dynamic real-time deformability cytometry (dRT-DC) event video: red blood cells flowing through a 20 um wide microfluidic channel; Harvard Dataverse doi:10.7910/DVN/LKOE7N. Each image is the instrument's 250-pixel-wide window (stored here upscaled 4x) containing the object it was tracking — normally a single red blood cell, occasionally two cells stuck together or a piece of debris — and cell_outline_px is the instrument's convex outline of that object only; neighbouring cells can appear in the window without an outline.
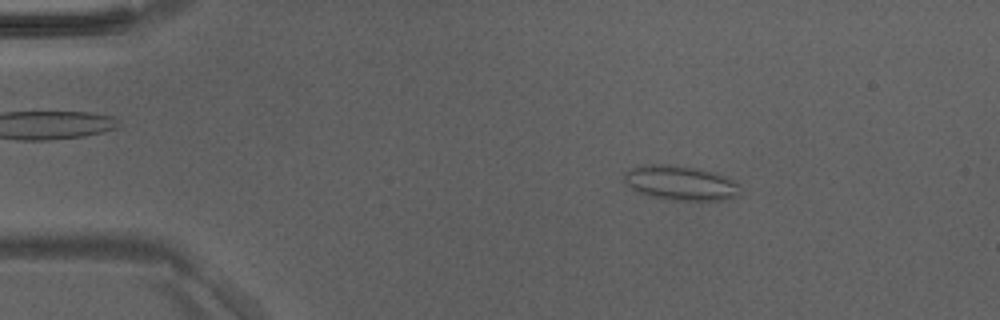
{"species": "Egyptian fruit bat (a non-hibernating species)", "species_latin": "Rousettus aegyptiacus", "temperature_condition": "room temperature", "stored_images_in_passage": 48, "camera_frame_rate_fps": 3000, "um_per_image_px": 0.085, "animal": {"sex": "male"}, "frame": {"image": 1, "passage_image": 8, "time_ms": 2.333, "image_size_px": [1000, 320], "cell_outline_px": [[740, 196], [720, 200], [668, 200], [652, 196], [640, 192], [632, 188], [624, 180], [624, 172], [632, 168], [648, 164], [664, 164], [700, 168], [716, 172], [740, 184]], "centroid_in_image_um": [57.89, 15.55], "position_along_channel_um": 27.1, "area_um2": 23.41}}
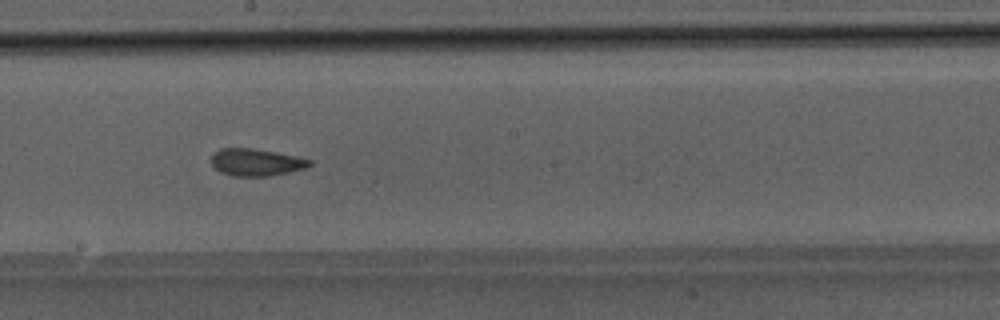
{"frame": {"image": 2, "passage_image": 27, "time_ms": 8.667, "image_size_px": [1000, 320], "cell_outline_px": [[312, 164], [308, 168], [268, 176], [232, 176], [220, 172], [212, 164], [212, 152], [220, 148], [252, 148], [300, 156], [312, 160]], "centroid_in_image_um": [21.8, 13.78], "position_along_channel_um": 226.4, "area_um2": 15.78}}
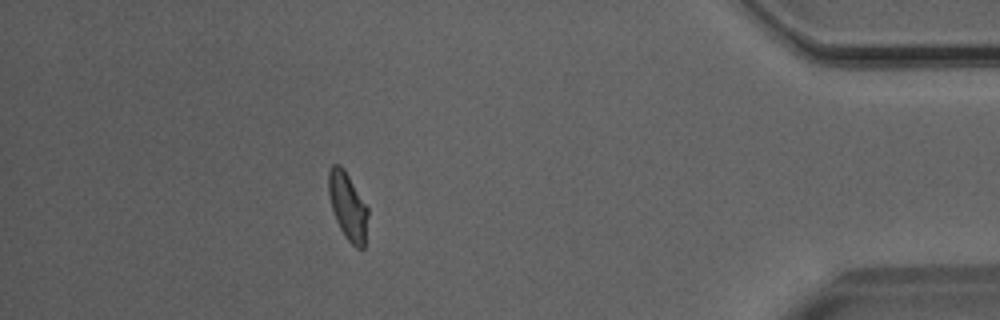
{"frame": {"image": 3, "passage_image": 43, "time_ms": 14.0, "image_size_px": [1000, 320], "cell_outline_px": [[368, 216], [364, 248], [356, 248], [344, 236], [336, 220], [332, 208], [328, 192], [328, 168], [332, 164], [340, 164], [344, 168], [368, 208]], "centroid_in_image_um": [29.55, 17.5], "position_along_channel_um": 405.7, "area_um2": 15.49}}